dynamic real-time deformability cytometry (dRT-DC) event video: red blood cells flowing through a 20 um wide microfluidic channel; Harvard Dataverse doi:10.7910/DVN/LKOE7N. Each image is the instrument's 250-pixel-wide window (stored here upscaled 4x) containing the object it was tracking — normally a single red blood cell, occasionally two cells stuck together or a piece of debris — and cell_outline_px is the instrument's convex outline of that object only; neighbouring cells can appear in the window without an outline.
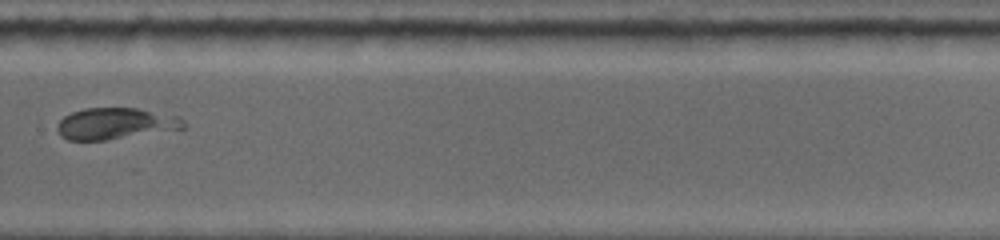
{"species": "common noctule bat (a hibernating species)", "species_latin": "Nyctalus noctula", "temperature_condition": "warm", "stored_images_in_passage": 27, "camera_frame_rate_fps": 4500, "um_per_image_px": 0.085, "animal": {"sex": "female", "body_mass_g": 19.0, "forearm_length_mm": 53.3}, "frame": {"image": 1, "passage_image": 13, "time_ms": 9.333, "image_size_px": [1000, 240], "cell_outline_px": [[188, 128], [108, 140], [68, 140], [60, 136], [56, 128], [56, 120], [72, 112], [84, 108], [136, 108], [180, 116], [188, 124]], "centroid_in_image_um": [9.83, 10.51], "position_along_channel_um": 320.0, "area_um2": 23.64}}
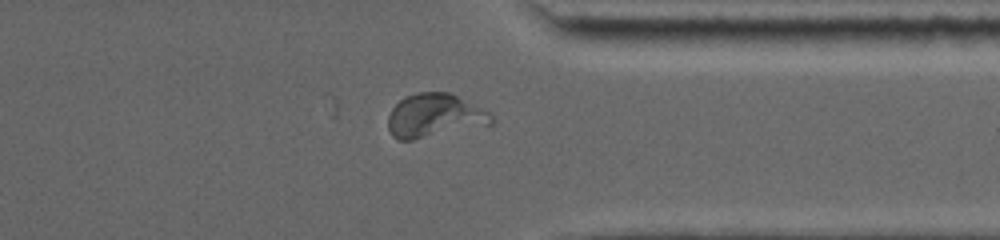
{"frame": {"image": 2, "passage_image": 17, "time_ms": 10.889, "image_size_px": [1000, 240], "cell_outline_px": [[496, 120], [488, 128], [412, 140], [396, 140], [392, 136], [388, 128], [388, 116], [392, 108], [404, 96], [420, 92], [448, 92], [488, 112]], "centroid_in_image_um": [36.98, 9.89], "position_along_channel_um": 374.4, "area_um2": 26.99}}